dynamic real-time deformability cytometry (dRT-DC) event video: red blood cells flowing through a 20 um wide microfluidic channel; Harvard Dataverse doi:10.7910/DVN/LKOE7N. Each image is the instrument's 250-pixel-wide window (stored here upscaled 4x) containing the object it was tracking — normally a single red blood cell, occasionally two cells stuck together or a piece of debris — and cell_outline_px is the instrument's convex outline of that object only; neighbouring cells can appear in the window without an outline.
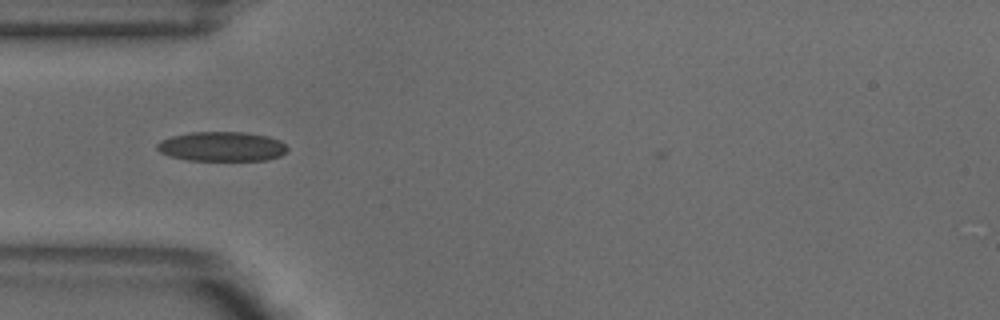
{"species": "common noctule bat (a hibernating species)", "species_latin": "Nyctalus noctula", "temperature_condition": "warm", "stored_images_in_passage": 35, "camera_frame_rate_fps": 3000, "um_per_image_px": 0.085, "animal": {"sex": "male", "body_mass_g": 18.8}, "frame": {"image": 1, "passage_image": 2, "time_ms": 0.333, "image_size_px": [1000, 320], "cell_outline_px": [[288, 148], [280, 156], [268, 160], [188, 160], [172, 156], [160, 152], [156, 148], [156, 144], [160, 140], [172, 136], [192, 132], [248, 132], [268, 136], [280, 140]], "centroid_in_image_um": [18.86, 12.44], "position_along_channel_um": 66.1, "area_um2": 22.43}}
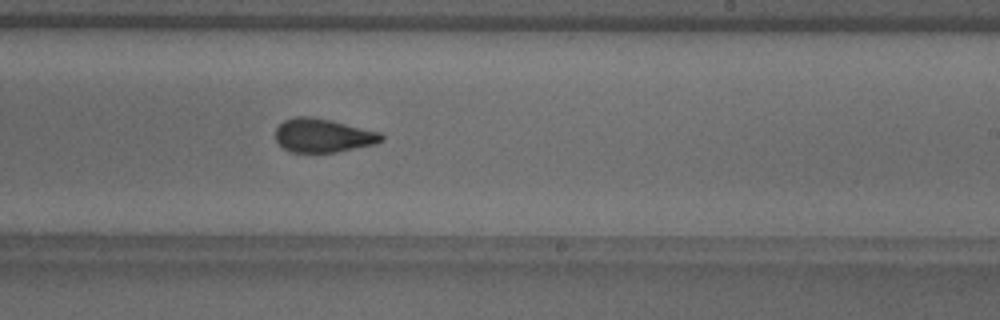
{"frame": {"image": 2, "passage_image": 17, "time_ms": 5.333, "image_size_px": [1000, 320], "cell_outline_px": [[384, 140], [376, 144], [336, 152], [292, 152], [284, 148], [276, 140], [276, 128], [284, 120], [296, 116], [308, 116], [332, 120], [380, 132], [384, 136]], "centroid_in_image_um": [27.48, 11.51], "position_along_channel_um": 261.5, "area_um2": 20.81}}
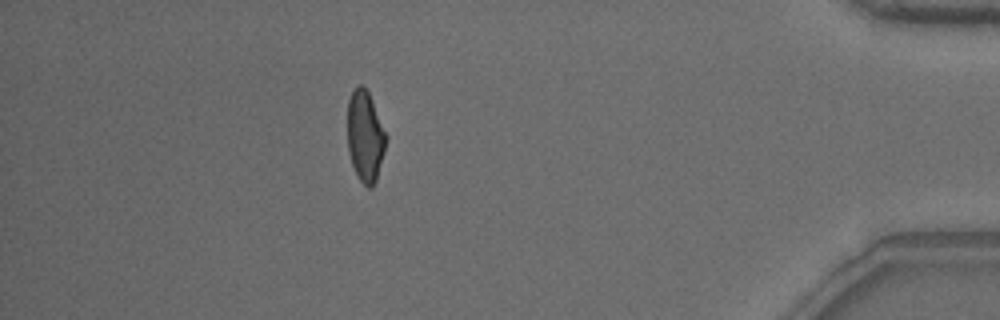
{"frame": {"image": 3, "passage_image": 32, "time_ms": 10.333, "image_size_px": [1000, 320], "cell_outline_px": [[388, 136], [384, 152], [376, 180], [372, 188], [368, 188], [360, 180], [352, 164], [348, 152], [348, 100], [356, 84], [360, 84], [368, 92], [372, 100]], "centroid_in_image_um": [31.05, 11.57], "position_along_channel_um": 404.2, "area_um2": 20.4}, "authors_computed_cell_mechanics": {"area_um2": 21.2704, "velocity_mm_per_s": 3.8836, "shape_relaxation_time_tau1_ms": 6.7925, "shape_relaxation_time_tau2_ms": 1.5865, "deformation_change_tau1": 0.1837, "deformation_change_tau2": 0.0792}}